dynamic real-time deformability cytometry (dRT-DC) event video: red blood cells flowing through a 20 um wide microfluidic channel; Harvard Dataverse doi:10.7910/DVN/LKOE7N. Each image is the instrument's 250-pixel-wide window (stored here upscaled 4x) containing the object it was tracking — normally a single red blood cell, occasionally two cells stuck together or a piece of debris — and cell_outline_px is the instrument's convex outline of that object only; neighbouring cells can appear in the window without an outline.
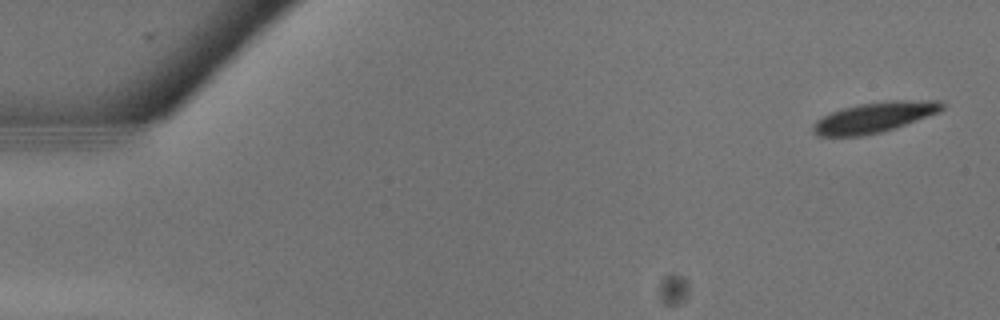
{"species": "common noctule bat (a hibernating species)", "species_latin": "Nyctalus noctula", "temperature_condition": "warm", "stored_images_in_passage": 12, "camera_frame_rate_fps": 3000, "um_per_image_px": 0.085, "animal": {"sex": "male", "body_mass_g": 13.3}, "frame": {"image": 1, "passage_image": 1, "time_ms": 0.0, "image_size_px": [1000, 320], "cell_outline_px": [[948, 104], [940, 112], [896, 128], [880, 132], [860, 136], [816, 136], [812, 132], [812, 124], [816, 120], [832, 112], [844, 108], [860, 104], [888, 100], [944, 100]], "centroid_in_image_um": [74.39, 9.96], "position_along_channel_um": 10.6, "area_um2": 23.12}}
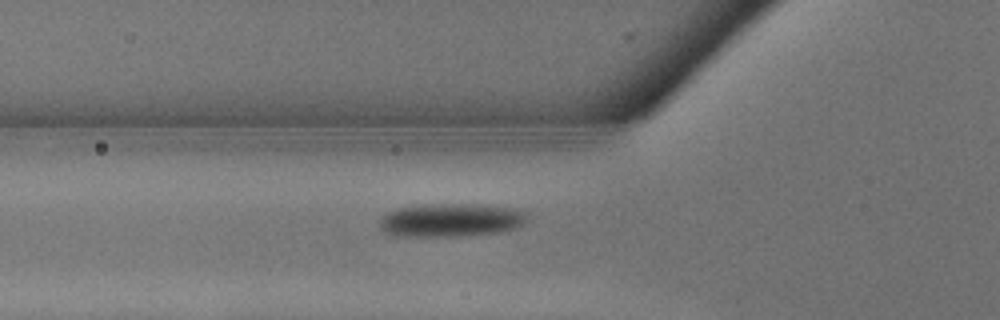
{"frame": {"image": 2, "passage_image": 10, "time_ms": 3.0, "image_size_px": [1000, 320], "cell_outline_px": [[528, 216], [524, 224], [516, 228], [500, 232], [460, 236], [400, 236], [384, 232], [380, 228], [380, 216], [388, 212], [400, 208], [432, 204], [472, 204], [512, 208], [524, 212]], "centroid_in_image_um": [38.32, 18.72], "position_along_channel_um": 87.5, "area_um2": 28.55}}
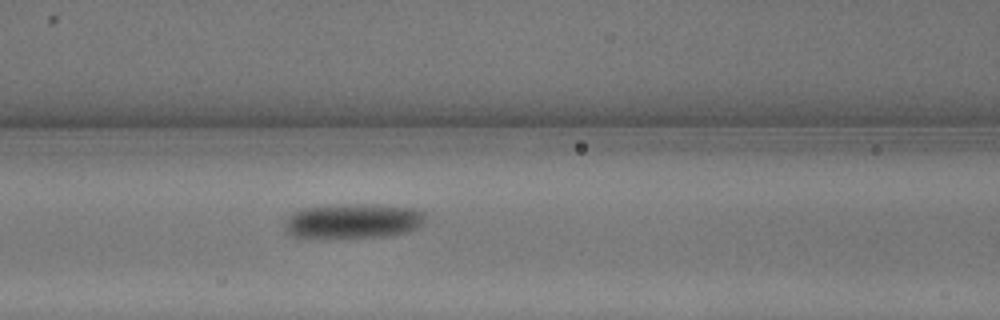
{"frame": {"image": 3, "passage_image": 12, "time_ms": 3.667, "image_size_px": [1000, 320], "cell_outline_px": [[424, 220], [420, 228], [408, 232], [388, 236], [328, 240], [292, 236], [284, 228], [284, 224], [288, 216], [304, 208], [332, 204], [380, 204], [412, 208], [424, 212]], "centroid_in_image_um": [30.0, 18.82], "position_along_channel_um": 136.6, "area_um2": 29.59}}